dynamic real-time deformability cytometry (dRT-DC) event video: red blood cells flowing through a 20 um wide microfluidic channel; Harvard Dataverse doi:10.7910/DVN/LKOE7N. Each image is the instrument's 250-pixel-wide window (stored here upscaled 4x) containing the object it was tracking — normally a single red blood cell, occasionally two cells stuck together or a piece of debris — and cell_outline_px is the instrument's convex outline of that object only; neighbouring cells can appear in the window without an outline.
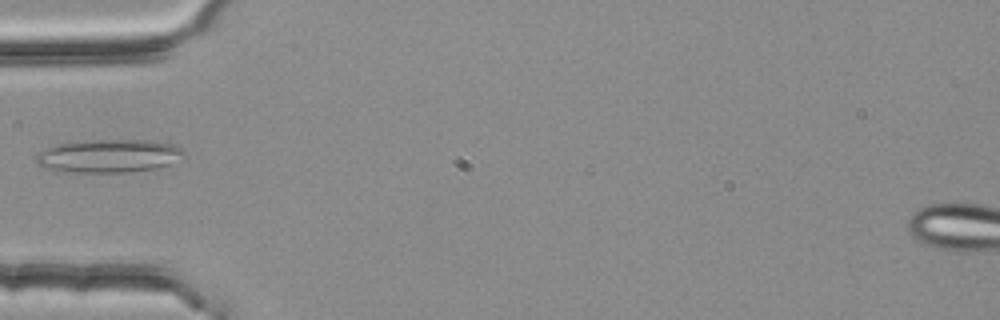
{"species": "common noctule bat (a hibernating species)", "species_latin": "Nyctalus noctula", "temperature_condition": "room temperature", "stored_images_in_passage": 1, "camera_frame_rate_fps": 3000, "um_per_image_px": 0.085, "animal": {"sex": "female", "body_mass_g": 25.1}, "frame": {"image": 1, "passage_image": 1, "time_ms": 0.0, "image_size_px": [1000, 320], "cell_outline_px": [[184, 156], [168, 164], [156, 168], [124, 172], [80, 172], [44, 168], [36, 164], [36, 156], [40, 152], [56, 144], [84, 140], [148, 140], [172, 144], [180, 148], [184, 152]], "centroid_in_image_um": [9.23, 13.24], "position_along_channel_um": 75.8, "area_um2": 28.26}}